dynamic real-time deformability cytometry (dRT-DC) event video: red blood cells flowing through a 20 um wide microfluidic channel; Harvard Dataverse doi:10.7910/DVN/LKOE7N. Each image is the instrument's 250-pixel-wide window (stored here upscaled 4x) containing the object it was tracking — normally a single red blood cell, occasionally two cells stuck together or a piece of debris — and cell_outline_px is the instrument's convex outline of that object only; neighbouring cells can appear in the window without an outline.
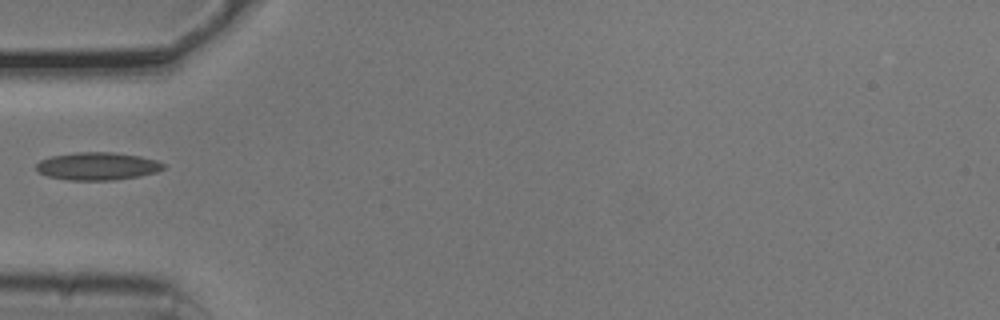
{"species": "common noctule bat (a hibernating species)", "species_latin": "Nyctalus noctula", "temperature_condition": "cold", "stored_images_in_passage": 37, "camera_frame_rate_fps": 3000, "um_per_image_px": 0.085, "animal": {"sex": "male", "body_mass_g": 20.5, "forearm_length_mm": 52.5}, "frame": {"image": 1, "passage_image": 1, "time_ms": 0.0, "image_size_px": [1000, 320], "cell_outline_px": [[168, 164], [164, 168], [156, 172], [140, 176], [112, 180], [68, 180], [48, 176], [40, 172], [36, 168], [36, 164], [40, 160], [52, 156], [76, 152], [112, 152], [140, 156], [156, 160]], "centroid_in_image_um": [8.32, 14.12], "position_along_channel_um": 76.7, "area_um2": 20.58}}
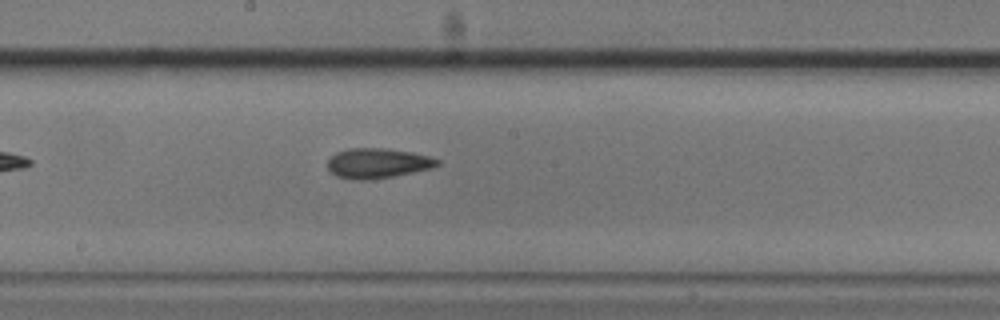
{"frame": {"image": 2, "passage_image": 12, "time_ms": 3.667, "image_size_px": [1000, 320], "cell_outline_px": [[440, 164], [432, 168], [392, 176], [368, 180], [360, 180], [336, 176], [328, 168], [328, 160], [336, 152], [348, 148], [388, 148], [412, 152], [432, 156], [440, 160]], "centroid_in_image_um": [32.13, 13.85], "position_along_channel_um": 216.1, "area_um2": 19.19}}
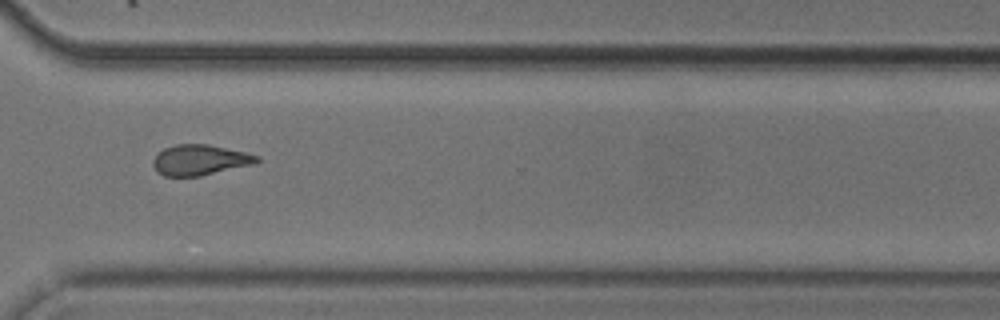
{"frame": {"image": 3, "passage_image": 23, "time_ms": 7.333, "image_size_px": [1000, 320], "cell_outline_px": [[260, 160], [256, 164], [200, 176], [164, 176], [156, 172], [152, 164], [152, 160], [164, 148], [176, 144], [208, 144], [244, 152], [260, 156]], "centroid_in_image_um": [17.0, 13.6], "position_along_channel_um": 353.6, "area_um2": 18.55}}